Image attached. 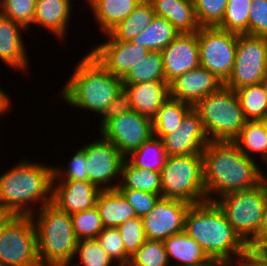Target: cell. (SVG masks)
I'll return each mask as SVG.
<instances>
[{
    "label": "cell",
    "instance_id": "cell-2",
    "mask_svg": "<svg viewBox=\"0 0 267 266\" xmlns=\"http://www.w3.org/2000/svg\"><path fill=\"white\" fill-rule=\"evenodd\" d=\"M53 166L21 158L0 175V206L10 215L32 216L52 204Z\"/></svg>",
    "mask_w": 267,
    "mask_h": 266
},
{
    "label": "cell",
    "instance_id": "cell-33",
    "mask_svg": "<svg viewBox=\"0 0 267 266\" xmlns=\"http://www.w3.org/2000/svg\"><path fill=\"white\" fill-rule=\"evenodd\" d=\"M123 84L165 81L161 51H151L121 78Z\"/></svg>",
    "mask_w": 267,
    "mask_h": 266
},
{
    "label": "cell",
    "instance_id": "cell-27",
    "mask_svg": "<svg viewBox=\"0 0 267 266\" xmlns=\"http://www.w3.org/2000/svg\"><path fill=\"white\" fill-rule=\"evenodd\" d=\"M233 142L247 157L257 162L267 161V132L259 120H247Z\"/></svg>",
    "mask_w": 267,
    "mask_h": 266
},
{
    "label": "cell",
    "instance_id": "cell-44",
    "mask_svg": "<svg viewBox=\"0 0 267 266\" xmlns=\"http://www.w3.org/2000/svg\"><path fill=\"white\" fill-rule=\"evenodd\" d=\"M134 208L137 217L147 215L161 198L159 194L134 189H117Z\"/></svg>",
    "mask_w": 267,
    "mask_h": 266
},
{
    "label": "cell",
    "instance_id": "cell-31",
    "mask_svg": "<svg viewBox=\"0 0 267 266\" xmlns=\"http://www.w3.org/2000/svg\"><path fill=\"white\" fill-rule=\"evenodd\" d=\"M180 34L165 18L156 16L132 42L150 51H162Z\"/></svg>",
    "mask_w": 267,
    "mask_h": 266
},
{
    "label": "cell",
    "instance_id": "cell-1",
    "mask_svg": "<svg viewBox=\"0 0 267 266\" xmlns=\"http://www.w3.org/2000/svg\"><path fill=\"white\" fill-rule=\"evenodd\" d=\"M203 181L207 201L253 188L267 172L262 165L243 154L233 141H210L202 151Z\"/></svg>",
    "mask_w": 267,
    "mask_h": 266
},
{
    "label": "cell",
    "instance_id": "cell-45",
    "mask_svg": "<svg viewBox=\"0 0 267 266\" xmlns=\"http://www.w3.org/2000/svg\"><path fill=\"white\" fill-rule=\"evenodd\" d=\"M132 110L131 95L125 86L118 91L117 96L109 103L104 113L99 117V130L112 118Z\"/></svg>",
    "mask_w": 267,
    "mask_h": 266
},
{
    "label": "cell",
    "instance_id": "cell-5",
    "mask_svg": "<svg viewBox=\"0 0 267 266\" xmlns=\"http://www.w3.org/2000/svg\"><path fill=\"white\" fill-rule=\"evenodd\" d=\"M37 235L38 259L41 266H69L76 252L71 216L48 204L31 216Z\"/></svg>",
    "mask_w": 267,
    "mask_h": 266
},
{
    "label": "cell",
    "instance_id": "cell-34",
    "mask_svg": "<svg viewBox=\"0 0 267 266\" xmlns=\"http://www.w3.org/2000/svg\"><path fill=\"white\" fill-rule=\"evenodd\" d=\"M73 260L69 266H118L97 239L78 240Z\"/></svg>",
    "mask_w": 267,
    "mask_h": 266
},
{
    "label": "cell",
    "instance_id": "cell-52",
    "mask_svg": "<svg viewBox=\"0 0 267 266\" xmlns=\"http://www.w3.org/2000/svg\"><path fill=\"white\" fill-rule=\"evenodd\" d=\"M11 215L0 206V228Z\"/></svg>",
    "mask_w": 267,
    "mask_h": 266
},
{
    "label": "cell",
    "instance_id": "cell-17",
    "mask_svg": "<svg viewBox=\"0 0 267 266\" xmlns=\"http://www.w3.org/2000/svg\"><path fill=\"white\" fill-rule=\"evenodd\" d=\"M162 140L168 156L202 154L210 142L201 118L193 108L184 116L180 126Z\"/></svg>",
    "mask_w": 267,
    "mask_h": 266
},
{
    "label": "cell",
    "instance_id": "cell-47",
    "mask_svg": "<svg viewBox=\"0 0 267 266\" xmlns=\"http://www.w3.org/2000/svg\"><path fill=\"white\" fill-rule=\"evenodd\" d=\"M240 266H267V261L256 250L250 249Z\"/></svg>",
    "mask_w": 267,
    "mask_h": 266
},
{
    "label": "cell",
    "instance_id": "cell-25",
    "mask_svg": "<svg viewBox=\"0 0 267 266\" xmlns=\"http://www.w3.org/2000/svg\"><path fill=\"white\" fill-rule=\"evenodd\" d=\"M95 207L103 226L107 228H118L121 224L137 217L134 208L117 189L102 190Z\"/></svg>",
    "mask_w": 267,
    "mask_h": 266
},
{
    "label": "cell",
    "instance_id": "cell-35",
    "mask_svg": "<svg viewBox=\"0 0 267 266\" xmlns=\"http://www.w3.org/2000/svg\"><path fill=\"white\" fill-rule=\"evenodd\" d=\"M246 120H259L267 113V97L261 83L235 90Z\"/></svg>",
    "mask_w": 267,
    "mask_h": 266
},
{
    "label": "cell",
    "instance_id": "cell-3",
    "mask_svg": "<svg viewBox=\"0 0 267 266\" xmlns=\"http://www.w3.org/2000/svg\"><path fill=\"white\" fill-rule=\"evenodd\" d=\"M184 231L209 257L227 260L235 266L241 265L250 250L216 202L191 205L185 215Z\"/></svg>",
    "mask_w": 267,
    "mask_h": 266
},
{
    "label": "cell",
    "instance_id": "cell-39",
    "mask_svg": "<svg viewBox=\"0 0 267 266\" xmlns=\"http://www.w3.org/2000/svg\"><path fill=\"white\" fill-rule=\"evenodd\" d=\"M78 149L71 154L68 163L57 164L53 166V180H75L89 182L86 171V155L84 149L77 146ZM66 167V168H65Z\"/></svg>",
    "mask_w": 267,
    "mask_h": 266
},
{
    "label": "cell",
    "instance_id": "cell-32",
    "mask_svg": "<svg viewBox=\"0 0 267 266\" xmlns=\"http://www.w3.org/2000/svg\"><path fill=\"white\" fill-rule=\"evenodd\" d=\"M167 157L163 140L152 136L125 159L136 168L161 172Z\"/></svg>",
    "mask_w": 267,
    "mask_h": 266
},
{
    "label": "cell",
    "instance_id": "cell-20",
    "mask_svg": "<svg viewBox=\"0 0 267 266\" xmlns=\"http://www.w3.org/2000/svg\"><path fill=\"white\" fill-rule=\"evenodd\" d=\"M24 31V32H23ZM28 29L0 13V61L16 72L28 73L30 59L28 49L23 40ZM22 32V33H21Z\"/></svg>",
    "mask_w": 267,
    "mask_h": 266
},
{
    "label": "cell",
    "instance_id": "cell-12",
    "mask_svg": "<svg viewBox=\"0 0 267 266\" xmlns=\"http://www.w3.org/2000/svg\"><path fill=\"white\" fill-rule=\"evenodd\" d=\"M96 136L92 142L81 144L86 155L89 182L101 190L117 189L125 157L110 141L105 140L100 134Z\"/></svg>",
    "mask_w": 267,
    "mask_h": 266
},
{
    "label": "cell",
    "instance_id": "cell-6",
    "mask_svg": "<svg viewBox=\"0 0 267 266\" xmlns=\"http://www.w3.org/2000/svg\"><path fill=\"white\" fill-rule=\"evenodd\" d=\"M193 109L210 141H233L247 121L235 90L226 86L201 99Z\"/></svg>",
    "mask_w": 267,
    "mask_h": 266
},
{
    "label": "cell",
    "instance_id": "cell-37",
    "mask_svg": "<svg viewBox=\"0 0 267 266\" xmlns=\"http://www.w3.org/2000/svg\"><path fill=\"white\" fill-rule=\"evenodd\" d=\"M129 266H171L163 241L146 240L131 256Z\"/></svg>",
    "mask_w": 267,
    "mask_h": 266
},
{
    "label": "cell",
    "instance_id": "cell-48",
    "mask_svg": "<svg viewBox=\"0 0 267 266\" xmlns=\"http://www.w3.org/2000/svg\"><path fill=\"white\" fill-rule=\"evenodd\" d=\"M11 98L10 94H7L6 90L2 89V86H0V119L5 116V114L7 116L8 113H12L11 110L14 105Z\"/></svg>",
    "mask_w": 267,
    "mask_h": 266
},
{
    "label": "cell",
    "instance_id": "cell-23",
    "mask_svg": "<svg viewBox=\"0 0 267 266\" xmlns=\"http://www.w3.org/2000/svg\"><path fill=\"white\" fill-rule=\"evenodd\" d=\"M156 16L165 18L180 33H194L201 27L193 0H149Z\"/></svg>",
    "mask_w": 267,
    "mask_h": 266
},
{
    "label": "cell",
    "instance_id": "cell-30",
    "mask_svg": "<svg viewBox=\"0 0 267 266\" xmlns=\"http://www.w3.org/2000/svg\"><path fill=\"white\" fill-rule=\"evenodd\" d=\"M117 189H134L159 194L162 197L160 172L136 168L126 159L121 167V178Z\"/></svg>",
    "mask_w": 267,
    "mask_h": 266
},
{
    "label": "cell",
    "instance_id": "cell-50",
    "mask_svg": "<svg viewBox=\"0 0 267 266\" xmlns=\"http://www.w3.org/2000/svg\"><path fill=\"white\" fill-rule=\"evenodd\" d=\"M193 266H235V265H233L231 262H228L227 260H224V259L210 257L204 262L193 265Z\"/></svg>",
    "mask_w": 267,
    "mask_h": 266
},
{
    "label": "cell",
    "instance_id": "cell-38",
    "mask_svg": "<svg viewBox=\"0 0 267 266\" xmlns=\"http://www.w3.org/2000/svg\"><path fill=\"white\" fill-rule=\"evenodd\" d=\"M70 216L77 240L96 239L97 235L104 229L96 207L82 212H76Z\"/></svg>",
    "mask_w": 267,
    "mask_h": 266
},
{
    "label": "cell",
    "instance_id": "cell-9",
    "mask_svg": "<svg viewBox=\"0 0 267 266\" xmlns=\"http://www.w3.org/2000/svg\"><path fill=\"white\" fill-rule=\"evenodd\" d=\"M1 266H41L31 216L11 215L0 228Z\"/></svg>",
    "mask_w": 267,
    "mask_h": 266
},
{
    "label": "cell",
    "instance_id": "cell-26",
    "mask_svg": "<svg viewBox=\"0 0 267 266\" xmlns=\"http://www.w3.org/2000/svg\"><path fill=\"white\" fill-rule=\"evenodd\" d=\"M164 245L171 266H193L210 258L185 231L170 236Z\"/></svg>",
    "mask_w": 267,
    "mask_h": 266
},
{
    "label": "cell",
    "instance_id": "cell-11",
    "mask_svg": "<svg viewBox=\"0 0 267 266\" xmlns=\"http://www.w3.org/2000/svg\"><path fill=\"white\" fill-rule=\"evenodd\" d=\"M197 37L200 66L225 83L233 70L238 34L219 27H201Z\"/></svg>",
    "mask_w": 267,
    "mask_h": 266
},
{
    "label": "cell",
    "instance_id": "cell-15",
    "mask_svg": "<svg viewBox=\"0 0 267 266\" xmlns=\"http://www.w3.org/2000/svg\"><path fill=\"white\" fill-rule=\"evenodd\" d=\"M106 41H97L91 46L90 52L114 76L122 78L129 69L144 59L151 51L143 46H137L132 41L113 39L108 33L104 34Z\"/></svg>",
    "mask_w": 267,
    "mask_h": 266
},
{
    "label": "cell",
    "instance_id": "cell-19",
    "mask_svg": "<svg viewBox=\"0 0 267 266\" xmlns=\"http://www.w3.org/2000/svg\"><path fill=\"white\" fill-rule=\"evenodd\" d=\"M101 191L87 181L53 180L52 204L72 215L94 208Z\"/></svg>",
    "mask_w": 267,
    "mask_h": 266
},
{
    "label": "cell",
    "instance_id": "cell-42",
    "mask_svg": "<svg viewBox=\"0 0 267 266\" xmlns=\"http://www.w3.org/2000/svg\"><path fill=\"white\" fill-rule=\"evenodd\" d=\"M96 239L118 266L128 265L131 257L125 251L118 228L104 227Z\"/></svg>",
    "mask_w": 267,
    "mask_h": 266
},
{
    "label": "cell",
    "instance_id": "cell-24",
    "mask_svg": "<svg viewBox=\"0 0 267 266\" xmlns=\"http://www.w3.org/2000/svg\"><path fill=\"white\" fill-rule=\"evenodd\" d=\"M102 36L126 19L140 3L138 0H85Z\"/></svg>",
    "mask_w": 267,
    "mask_h": 266
},
{
    "label": "cell",
    "instance_id": "cell-13",
    "mask_svg": "<svg viewBox=\"0 0 267 266\" xmlns=\"http://www.w3.org/2000/svg\"><path fill=\"white\" fill-rule=\"evenodd\" d=\"M98 131L126 158L153 136L152 119L131 110L110 119Z\"/></svg>",
    "mask_w": 267,
    "mask_h": 266
},
{
    "label": "cell",
    "instance_id": "cell-21",
    "mask_svg": "<svg viewBox=\"0 0 267 266\" xmlns=\"http://www.w3.org/2000/svg\"><path fill=\"white\" fill-rule=\"evenodd\" d=\"M74 0H36L35 14L33 18L34 28L39 27L49 31L56 40H67L70 20L73 14ZM65 38V39H64Z\"/></svg>",
    "mask_w": 267,
    "mask_h": 266
},
{
    "label": "cell",
    "instance_id": "cell-49",
    "mask_svg": "<svg viewBox=\"0 0 267 266\" xmlns=\"http://www.w3.org/2000/svg\"><path fill=\"white\" fill-rule=\"evenodd\" d=\"M265 241H267V200L263 210L262 222L258 232V247Z\"/></svg>",
    "mask_w": 267,
    "mask_h": 266
},
{
    "label": "cell",
    "instance_id": "cell-28",
    "mask_svg": "<svg viewBox=\"0 0 267 266\" xmlns=\"http://www.w3.org/2000/svg\"><path fill=\"white\" fill-rule=\"evenodd\" d=\"M155 15L151 2L149 0L142 1L126 19L118 23L108 34L115 40L132 41L152 22Z\"/></svg>",
    "mask_w": 267,
    "mask_h": 266
},
{
    "label": "cell",
    "instance_id": "cell-4",
    "mask_svg": "<svg viewBox=\"0 0 267 266\" xmlns=\"http://www.w3.org/2000/svg\"><path fill=\"white\" fill-rule=\"evenodd\" d=\"M78 61L62 85L59 98L70 107L100 117L123 86L122 79L109 72L90 51Z\"/></svg>",
    "mask_w": 267,
    "mask_h": 266
},
{
    "label": "cell",
    "instance_id": "cell-40",
    "mask_svg": "<svg viewBox=\"0 0 267 266\" xmlns=\"http://www.w3.org/2000/svg\"><path fill=\"white\" fill-rule=\"evenodd\" d=\"M36 0H0V13L22 24L30 31L33 25Z\"/></svg>",
    "mask_w": 267,
    "mask_h": 266
},
{
    "label": "cell",
    "instance_id": "cell-18",
    "mask_svg": "<svg viewBox=\"0 0 267 266\" xmlns=\"http://www.w3.org/2000/svg\"><path fill=\"white\" fill-rule=\"evenodd\" d=\"M223 86L224 83L214 73L199 66L169 84L170 97L194 107L201 99Z\"/></svg>",
    "mask_w": 267,
    "mask_h": 266
},
{
    "label": "cell",
    "instance_id": "cell-36",
    "mask_svg": "<svg viewBox=\"0 0 267 266\" xmlns=\"http://www.w3.org/2000/svg\"><path fill=\"white\" fill-rule=\"evenodd\" d=\"M251 0H228L220 29L249 35V12Z\"/></svg>",
    "mask_w": 267,
    "mask_h": 266
},
{
    "label": "cell",
    "instance_id": "cell-43",
    "mask_svg": "<svg viewBox=\"0 0 267 266\" xmlns=\"http://www.w3.org/2000/svg\"><path fill=\"white\" fill-rule=\"evenodd\" d=\"M126 253L131 257L147 240L142 219L136 217L118 227Z\"/></svg>",
    "mask_w": 267,
    "mask_h": 266
},
{
    "label": "cell",
    "instance_id": "cell-41",
    "mask_svg": "<svg viewBox=\"0 0 267 266\" xmlns=\"http://www.w3.org/2000/svg\"><path fill=\"white\" fill-rule=\"evenodd\" d=\"M200 27H218L224 18L228 0H193Z\"/></svg>",
    "mask_w": 267,
    "mask_h": 266
},
{
    "label": "cell",
    "instance_id": "cell-22",
    "mask_svg": "<svg viewBox=\"0 0 267 266\" xmlns=\"http://www.w3.org/2000/svg\"><path fill=\"white\" fill-rule=\"evenodd\" d=\"M123 86L130 92L132 110L151 119L170 97L169 84L166 81H148Z\"/></svg>",
    "mask_w": 267,
    "mask_h": 266
},
{
    "label": "cell",
    "instance_id": "cell-51",
    "mask_svg": "<svg viewBox=\"0 0 267 266\" xmlns=\"http://www.w3.org/2000/svg\"><path fill=\"white\" fill-rule=\"evenodd\" d=\"M256 251L267 261V241L263 242Z\"/></svg>",
    "mask_w": 267,
    "mask_h": 266
},
{
    "label": "cell",
    "instance_id": "cell-14",
    "mask_svg": "<svg viewBox=\"0 0 267 266\" xmlns=\"http://www.w3.org/2000/svg\"><path fill=\"white\" fill-rule=\"evenodd\" d=\"M191 204L171 198H160L144 217L142 224L148 240L165 241L184 231L185 215Z\"/></svg>",
    "mask_w": 267,
    "mask_h": 266
},
{
    "label": "cell",
    "instance_id": "cell-8",
    "mask_svg": "<svg viewBox=\"0 0 267 266\" xmlns=\"http://www.w3.org/2000/svg\"><path fill=\"white\" fill-rule=\"evenodd\" d=\"M160 177L162 198L179 199L191 205L207 201L202 154L168 156Z\"/></svg>",
    "mask_w": 267,
    "mask_h": 266
},
{
    "label": "cell",
    "instance_id": "cell-46",
    "mask_svg": "<svg viewBox=\"0 0 267 266\" xmlns=\"http://www.w3.org/2000/svg\"><path fill=\"white\" fill-rule=\"evenodd\" d=\"M249 35L267 37V0H251Z\"/></svg>",
    "mask_w": 267,
    "mask_h": 266
},
{
    "label": "cell",
    "instance_id": "cell-10",
    "mask_svg": "<svg viewBox=\"0 0 267 266\" xmlns=\"http://www.w3.org/2000/svg\"><path fill=\"white\" fill-rule=\"evenodd\" d=\"M267 75V37L238 34L232 73L224 86L238 90L256 85Z\"/></svg>",
    "mask_w": 267,
    "mask_h": 266
},
{
    "label": "cell",
    "instance_id": "cell-54",
    "mask_svg": "<svg viewBox=\"0 0 267 266\" xmlns=\"http://www.w3.org/2000/svg\"><path fill=\"white\" fill-rule=\"evenodd\" d=\"M261 85H262L263 90H264V93H265V95H266V97H267V75H266V77L261 81Z\"/></svg>",
    "mask_w": 267,
    "mask_h": 266
},
{
    "label": "cell",
    "instance_id": "cell-53",
    "mask_svg": "<svg viewBox=\"0 0 267 266\" xmlns=\"http://www.w3.org/2000/svg\"><path fill=\"white\" fill-rule=\"evenodd\" d=\"M259 121L262 123L264 130L267 132V113H265Z\"/></svg>",
    "mask_w": 267,
    "mask_h": 266
},
{
    "label": "cell",
    "instance_id": "cell-7",
    "mask_svg": "<svg viewBox=\"0 0 267 266\" xmlns=\"http://www.w3.org/2000/svg\"><path fill=\"white\" fill-rule=\"evenodd\" d=\"M267 200V181L257 186L225 194L215 202L225 213L228 222L249 246L258 248V232Z\"/></svg>",
    "mask_w": 267,
    "mask_h": 266
},
{
    "label": "cell",
    "instance_id": "cell-29",
    "mask_svg": "<svg viewBox=\"0 0 267 266\" xmlns=\"http://www.w3.org/2000/svg\"><path fill=\"white\" fill-rule=\"evenodd\" d=\"M192 108L187 103L169 97L152 118L153 136L162 139L174 132Z\"/></svg>",
    "mask_w": 267,
    "mask_h": 266
},
{
    "label": "cell",
    "instance_id": "cell-16",
    "mask_svg": "<svg viewBox=\"0 0 267 266\" xmlns=\"http://www.w3.org/2000/svg\"><path fill=\"white\" fill-rule=\"evenodd\" d=\"M161 54L165 81L170 84L178 76L200 66L197 32L180 33Z\"/></svg>",
    "mask_w": 267,
    "mask_h": 266
}]
</instances>
